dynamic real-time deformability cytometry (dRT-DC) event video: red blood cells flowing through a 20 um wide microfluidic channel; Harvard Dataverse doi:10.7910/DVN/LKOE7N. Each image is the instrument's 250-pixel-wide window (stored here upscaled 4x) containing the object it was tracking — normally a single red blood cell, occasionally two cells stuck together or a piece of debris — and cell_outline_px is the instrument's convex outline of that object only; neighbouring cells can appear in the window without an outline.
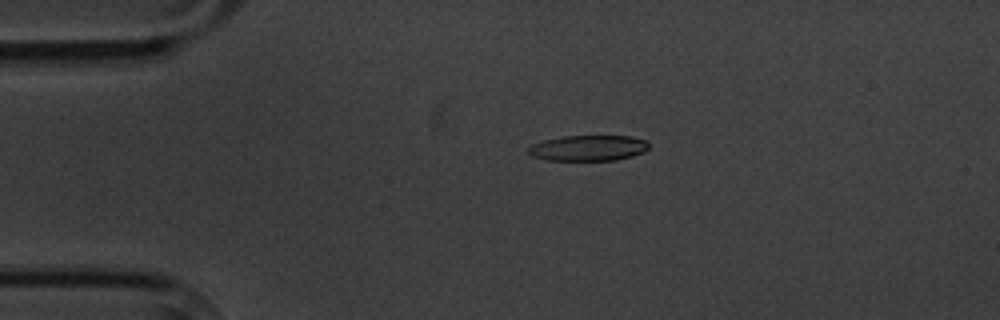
{"species": "common noctule bat (a hibernating species)", "species_latin": "Nyctalus noctula", "temperature_condition": "cold", "stored_images_in_passage": 5, "camera_frame_rate_fps": 3000, "um_per_image_px": 0.085, "animal": {"sex": "male", "body_mass_g": 20.1, "forearm_length_mm": 53.5}, "frame": {"image": 1, "passage_image": 4, "time_ms": 3.667, "image_size_px": [1000, 320], "cell_outline_px": [[648, 148], [644, 152], [632, 156], [616, 160], [544, 160], [532, 156], [528, 152], [528, 148], [532, 144], [544, 140], [564, 136], [632, 136], [648, 140]], "centroid_in_image_um": [50.02, 12.58], "position_along_channel_um": 35.0, "area_um2": 18.09}}